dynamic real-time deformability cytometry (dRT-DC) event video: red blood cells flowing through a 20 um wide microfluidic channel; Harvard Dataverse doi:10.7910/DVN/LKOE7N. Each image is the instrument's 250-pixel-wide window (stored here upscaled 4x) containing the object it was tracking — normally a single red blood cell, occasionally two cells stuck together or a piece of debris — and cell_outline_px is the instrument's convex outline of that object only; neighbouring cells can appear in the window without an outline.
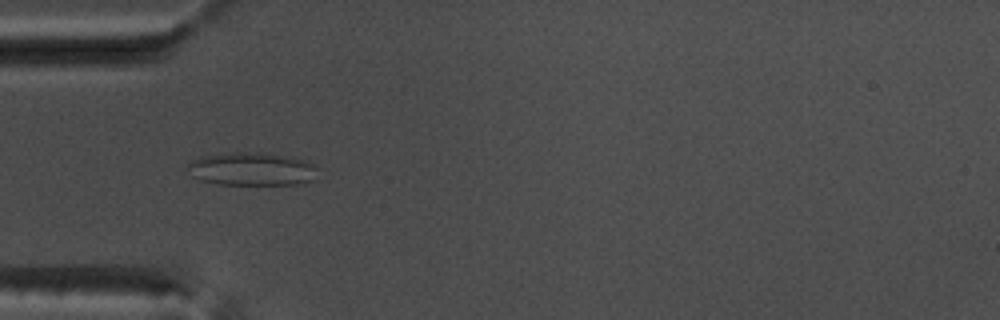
{"species": "common noctule bat (a hibernating species)", "species_latin": "Nyctalus noctula", "temperature_condition": "warm", "stored_images_in_passage": 53, "camera_frame_rate_fps": 3000, "um_per_image_px": 0.085, "animal": {"sex": "male", "body_mass_g": 17.5, "forearm_length_mm": 52.3}, "frame": {"image": 1, "passage_image": 16, "time_ms": 5.0, "image_size_px": [1000, 320], "cell_outline_px": [[316, 168], [312, 180], [296, 184], [216, 184], [200, 180], [192, 176], [188, 164], [192, 160], [204, 156], [236, 152], [260, 152], [288, 156], [308, 160]], "centroid_in_image_um": [21.4, 14.36], "position_along_channel_um": 63.6, "area_um2": 24.85}}
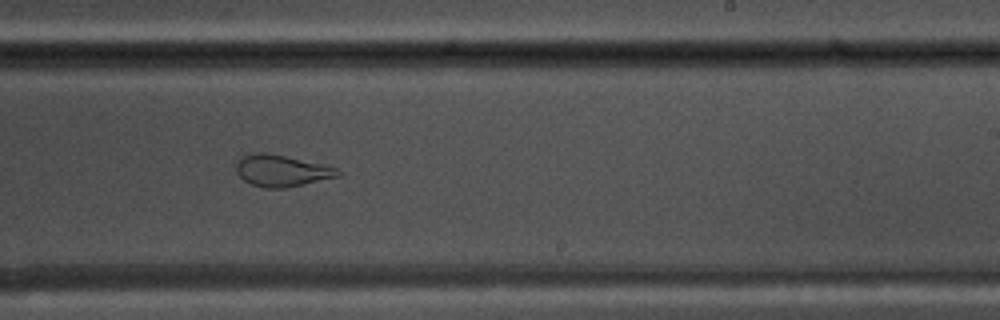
{"frame": {"image": 2, "passage_image": 32, "time_ms": 10.333, "image_size_px": [1000, 320], "cell_outline_px": [[340, 176], [304, 184], [284, 188], [264, 188], [252, 184], [244, 180], [236, 172], [236, 164], [240, 156], [256, 152], [264, 152], [324, 164], [336, 168], [340, 172]], "centroid_in_image_um": [23.92, 14.5], "position_along_channel_um": 265.1, "area_um2": 18.67}}
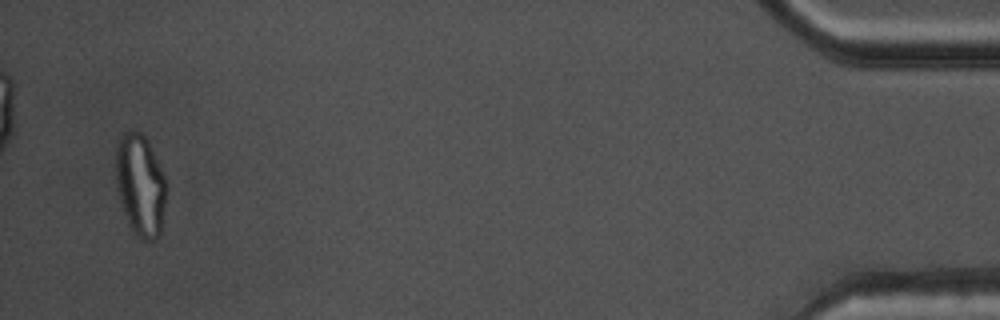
{"frame": {"image": 3, "passage_image": 51, "time_ms": 16.667, "image_size_px": [1000, 320], "cell_outline_px": [[168, 188], [160, 236], [156, 240], [144, 240], [132, 232], [128, 224], [116, 188], [116, 148], [124, 132], [140, 132], [148, 140], [164, 176]], "centroid_in_image_um": [11.95, 15.79], "position_along_channel_um": 423.2, "area_um2": 30.11}, "authors_computed_cell_mechanics": {"area_um2": 26.1256, "velocity_mm_per_s": 3.7941, "shape_relaxation_time_tau1_ms": null, "shape_relaxation_time_tau2_ms": 1.1627, "deformation_change_tau1": null, "deformation_change_tau2": 0.0859}}